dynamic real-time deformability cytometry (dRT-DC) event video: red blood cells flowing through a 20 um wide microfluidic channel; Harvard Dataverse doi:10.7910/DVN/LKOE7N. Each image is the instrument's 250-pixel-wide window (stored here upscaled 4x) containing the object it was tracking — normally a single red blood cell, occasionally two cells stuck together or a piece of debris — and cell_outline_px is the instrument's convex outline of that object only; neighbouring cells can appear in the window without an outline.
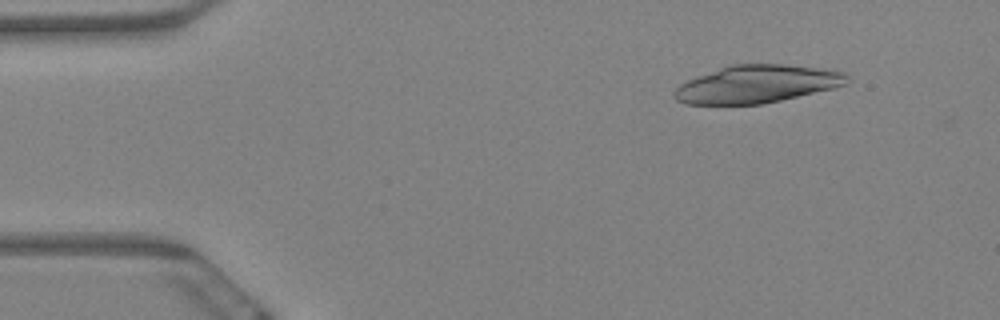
{"species": "Egyptian fruit bat (a non-hibernating species)", "species_latin": "Rousettus aegyptiacus", "temperature_condition": "warm", "stored_images_in_passage": 5, "camera_frame_rate_fps": 3000, "um_per_image_px": 0.085, "animal": {"sex": "female"}, "frame": {"image": 1, "passage_image": 2, "time_ms": 0.333, "image_size_px": [1000, 320], "cell_outline_px": [[852, 80], [848, 84], [832, 88], [780, 100], [760, 104], [684, 104], [676, 100], [672, 96], [672, 92], [680, 84], [696, 76], [732, 64], [784, 64], [820, 68], [844, 72]], "centroid_in_image_um": [64.33, 7.14], "position_along_channel_um": 20.7, "area_um2": 37.92}}